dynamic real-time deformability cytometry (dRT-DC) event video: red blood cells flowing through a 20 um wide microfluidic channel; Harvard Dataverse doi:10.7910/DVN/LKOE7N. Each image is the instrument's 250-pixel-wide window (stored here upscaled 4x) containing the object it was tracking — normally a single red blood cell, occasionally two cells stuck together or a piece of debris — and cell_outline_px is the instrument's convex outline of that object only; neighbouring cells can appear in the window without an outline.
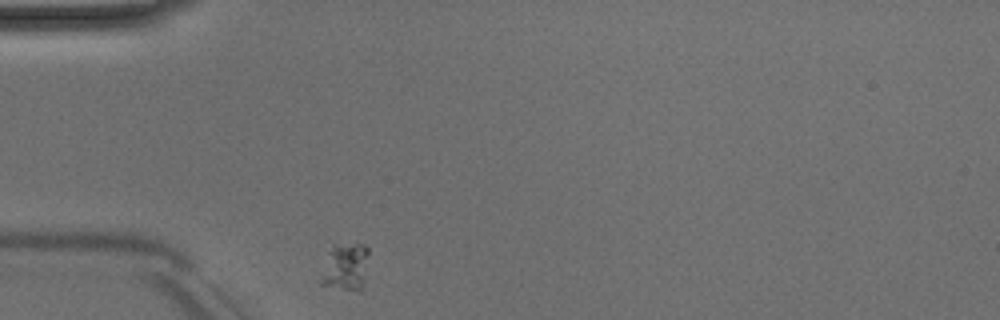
{"species": "Egyptian fruit bat (a non-hibernating species)", "species_latin": "Rousettus aegyptiacus", "temperature_condition": "room temperature", "stored_images_in_passage": 33, "camera_frame_rate_fps": 3000, "um_per_image_px": 0.085, "animal": {"sex": "male"}, "frame": {"image": 1, "passage_image": 1, "time_ms": 0.0, "image_size_px": [1000, 320], "cell_outline_px": [[368, 252], [364, 280], [360, 292], [320, 284], [320, 280], [332, 244], [364, 244], [368, 248]], "centroid_in_image_um": [29.39, 22.68], "position_along_channel_um": 55.6, "area_um2": 12.95}}
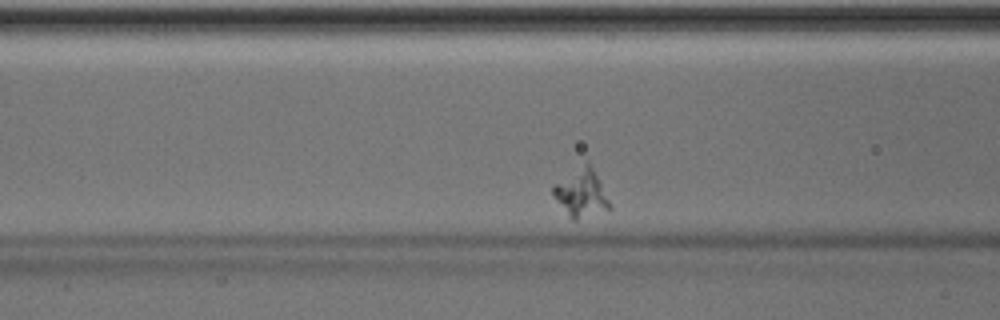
{"frame": {"image": 2, "passage_image": 8, "time_ms": 2.333, "image_size_px": [1000, 320], "cell_outline_px": [[612, 208], [576, 220], [572, 220], [568, 216], [552, 196], [552, 188], [556, 184], [588, 160], [612, 204]], "centroid_in_image_um": [49.42, 16.45], "position_along_channel_um": 117.2, "area_um2": 15.43}}
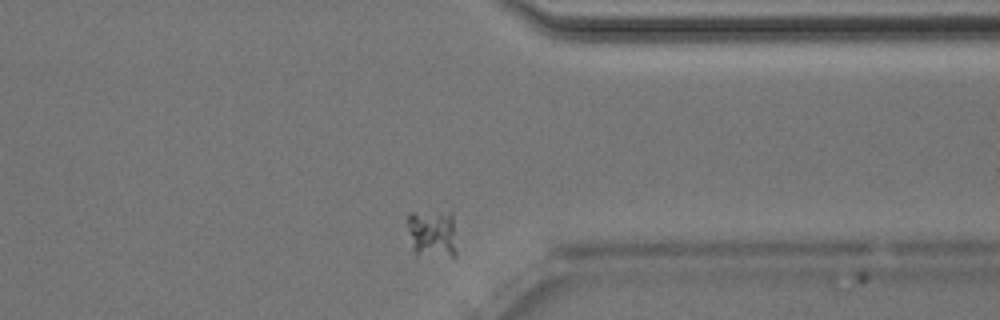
{"frame": {"image": 3, "passage_image": 31, "time_ms": 10.0, "image_size_px": [1000, 320], "cell_outline_px": [[456, 260], [416, 256], [412, 248], [408, 228], [408, 216], [412, 212], [452, 212], [456, 252]], "centroid_in_image_um": [36.77, 19.96], "position_along_channel_um": 374.6, "area_um2": 14.57}}